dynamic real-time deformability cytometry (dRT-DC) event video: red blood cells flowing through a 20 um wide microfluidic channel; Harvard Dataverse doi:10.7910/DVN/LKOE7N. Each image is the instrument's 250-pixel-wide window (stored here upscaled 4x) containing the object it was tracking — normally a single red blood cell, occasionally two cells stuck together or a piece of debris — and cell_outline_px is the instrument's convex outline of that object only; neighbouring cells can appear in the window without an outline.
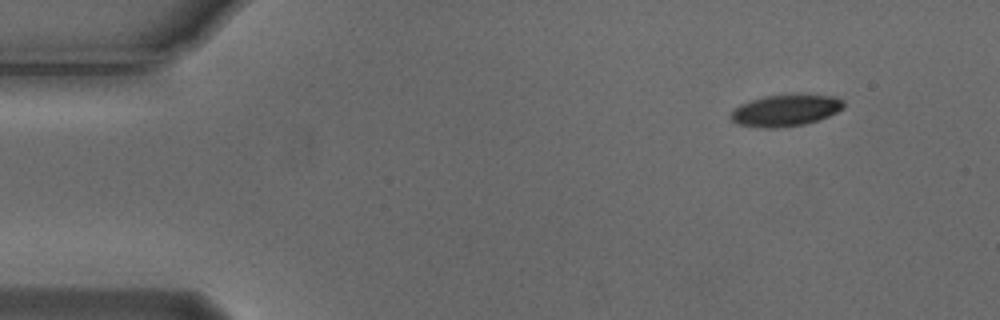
{"species": "Egyptian fruit bat (a non-hibernating species)", "species_latin": "Rousettus aegyptiacus", "temperature_condition": "cold", "stored_images_in_passage": 3, "camera_frame_rate_fps": 3000, "um_per_image_px": 0.085, "animal": {"sex": "male"}, "frame": {"image": 1, "passage_image": 1, "time_ms": 0.0, "image_size_px": [1000, 320], "cell_outline_px": [[844, 108], [820, 120], [804, 124], [776, 128], [764, 128], [736, 124], [728, 116], [740, 104], [764, 96], [792, 92], [800, 92], [836, 96], [844, 100]], "centroid_in_image_um": [66.82, 9.34], "position_along_channel_um": 18.2, "area_um2": 21.56}}